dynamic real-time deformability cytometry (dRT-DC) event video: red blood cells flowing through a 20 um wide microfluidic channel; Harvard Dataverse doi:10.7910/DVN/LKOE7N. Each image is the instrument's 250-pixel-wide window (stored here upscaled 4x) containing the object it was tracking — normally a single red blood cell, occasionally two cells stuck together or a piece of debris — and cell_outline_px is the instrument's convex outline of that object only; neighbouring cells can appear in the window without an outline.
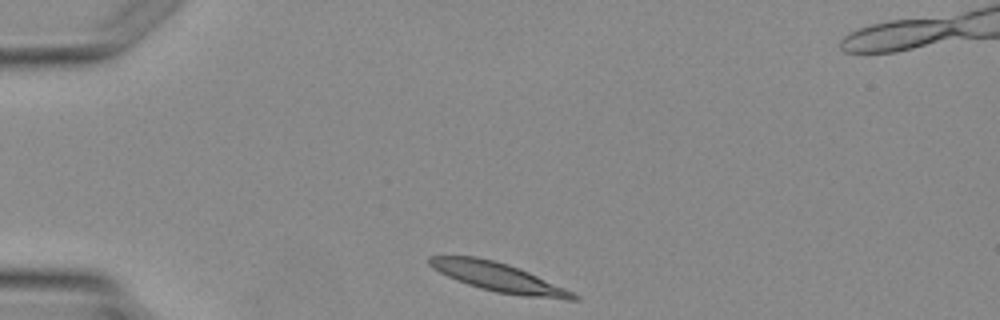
{"species": "Egyptian fruit bat (a non-hibernating species)", "species_latin": "Rousettus aegyptiacus", "temperature_condition": "warm", "stored_images_in_passage": 2, "camera_frame_rate_fps": 3000, "um_per_image_px": 0.085, "animal": {"sex": "female"}, "frame": {"image": 1, "passage_image": 1, "time_ms": 0.0, "image_size_px": [1000, 320], "cell_outline_px": [[580, 300], [568, 300], [524, 296], [496, 292], [480, 288], [456, 280], [432, 268], [428, 264], [428, 256], [476, 256], [508, 264], [528, 272], [564, 288], [580, 296]], "centroid_in_image_um": [42.35, 23.57], "position_along_channel_um": 42.6, "area_um2": 23.99}}